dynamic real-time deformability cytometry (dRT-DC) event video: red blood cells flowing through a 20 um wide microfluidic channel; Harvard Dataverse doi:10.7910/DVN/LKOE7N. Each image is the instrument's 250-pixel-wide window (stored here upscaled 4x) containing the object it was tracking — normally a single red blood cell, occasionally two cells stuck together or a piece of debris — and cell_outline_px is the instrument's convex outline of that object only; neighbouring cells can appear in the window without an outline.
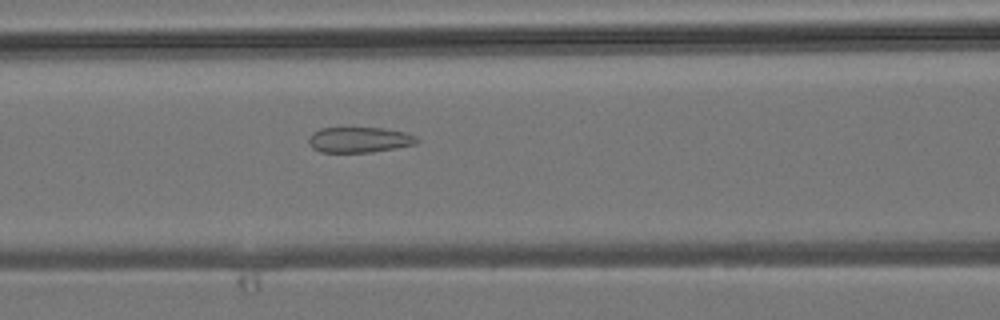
{"species": "common noctule bat (a hibernating species)", "species_latin": "Nyctalus noctula", "temperature_condition": "room temperature", "stored_images_in_passage": 7, "camera_frame_rate_fps": 3000, "um_per_image_px": 0.085, "animal": {"sex": "male", "body_mass_g": 19.2, "forearm_length_mm": 51.8}, "frame": {"image": 1, "passage_image": 7, "time_ms": 7.0, "image_size_px": [1000, 320], "cell_outline_px": [[420, 140], [416, 144], [396, 148], [372, 152], [320, 152], [312, 148], [308, 144], [308, 136], [312, 132], [320, 128], [384, 128], [404, 132], [416, 136]], "centroid_in_image_um": [30.52, 11.88], "position_along_channel_um": 136.1, "area_um2": 16.24}}